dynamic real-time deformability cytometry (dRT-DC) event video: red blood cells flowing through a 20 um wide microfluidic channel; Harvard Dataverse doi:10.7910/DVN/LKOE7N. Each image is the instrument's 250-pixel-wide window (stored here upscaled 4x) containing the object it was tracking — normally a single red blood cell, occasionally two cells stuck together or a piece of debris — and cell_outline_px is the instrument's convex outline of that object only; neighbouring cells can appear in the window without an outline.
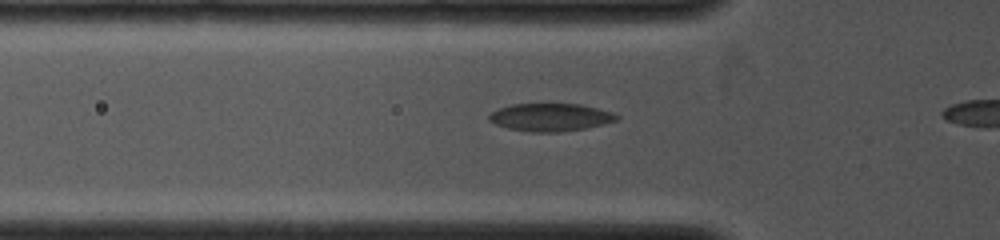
{"species": "common noctule bat (a hibernating species)", "species_latin": "Nyctalus noctula", "temperature_condition": "cold", "stored_images_in_passage": 9, "camera_frame_rate_fps": 4000, "um_per_image_px": 0.085, "animal": {"sex": "female", "body_mass_g": 19.0, "forearm_length_mm": 53.3}, "frame": {"image": 1, "passage_image": 3, "time_ms": 0.5, "image_size_px": [1000, 240], "cell_outline_px": [[620, 120], [604, 124], [584, 128], [560, 132], [532, 132], [508, 128], [496, 124], [488, 120], [488, 116], [492, 112], [500, 108], [512, 104], [580, 104], [612, 112], [620, 116]], "centroid_in_image_um": [46.81, 9.97], "position_along_channel_um": 79.0, "area_um2": 20.58}}
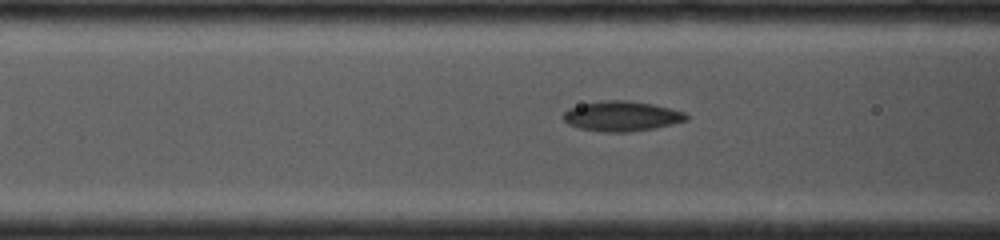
{"frame": {"image": 2, "passage_image": 6, "time_ms": 1.25, "image_size_px": [1000, 240], "cell_outline_px": [[688, 120], [656, 128], [628, 132], [604, 132], [580, 128], [568, 124], [564, 120], [564, 112], [568, 108], [580, 104], [600, 100], [628, 100], [652, 104], [684, 112], [688, 116]], "centroid_in_image_um": [52.83, 9.87], "position_along_channel_um": 113.8, "area_um2": 21.56}}